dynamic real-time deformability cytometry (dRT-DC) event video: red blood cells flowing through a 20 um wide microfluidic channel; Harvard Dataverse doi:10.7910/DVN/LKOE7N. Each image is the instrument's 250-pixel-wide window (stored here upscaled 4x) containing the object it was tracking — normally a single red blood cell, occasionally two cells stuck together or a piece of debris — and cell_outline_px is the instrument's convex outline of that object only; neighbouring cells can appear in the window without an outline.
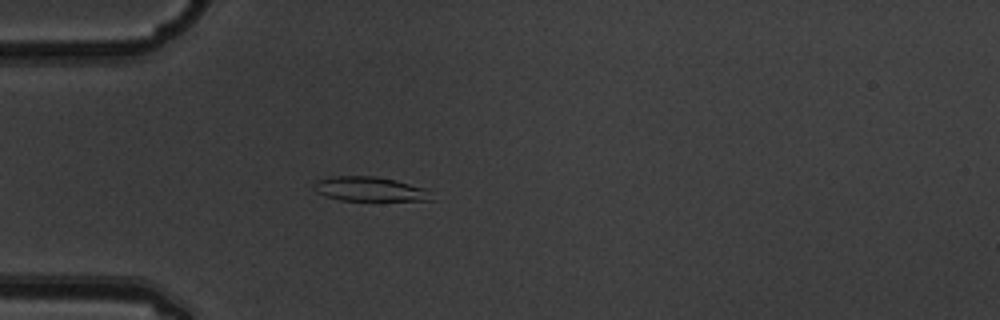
{"species": "common noctule bat (a hibernating species)", "species_latin": "Nyctalus noctula", "temperature_condition": "warm", "stored_images_in_passage": 2, "camera_frame_rate_fps": 3000, "um_per_image_px": 0.085, "animal": {"sex": "male", "body_mass_g": 19.5, "forearm_length_mm": 54.6}, "frame": {"image": 1, "passage_image": 2, "time_ms": 0.333, "image_size_px": [1000, 320], "cell_outline_px": [[436, 200], [340, 200], [324, 196], [316, 192], [312, 188], [312, 184], [316, 180], [328, 176], [376, 176], [396, 180], [428, 188]], "centroid_in_image_um": [31.42, 16.06], "position_along_channel_um": 53.6, "area_um2": 17.11}}